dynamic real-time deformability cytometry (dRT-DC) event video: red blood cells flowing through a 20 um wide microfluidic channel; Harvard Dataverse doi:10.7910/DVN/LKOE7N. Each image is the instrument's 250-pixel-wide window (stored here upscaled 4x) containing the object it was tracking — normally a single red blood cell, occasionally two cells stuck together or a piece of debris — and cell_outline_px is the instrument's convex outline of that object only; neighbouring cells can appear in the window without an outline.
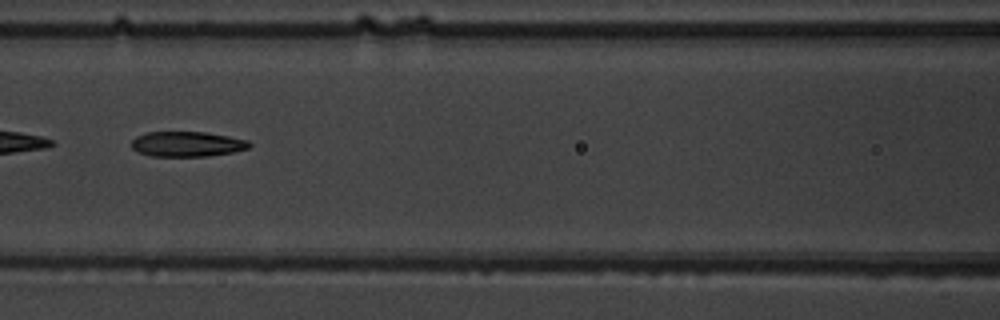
{"species": "common noctule bat (a hibernating species)", "species_latin": "Nyctalus noctula", "temperature_condition": "warm", "stored_images_in_passage": 7, "camera_frame_rate_fps": 3000, "um_per_image_px": 0.085, "animal": {"sex": "male", "body_mass_g": 19.5, "forearm_length_mm": 54.6}, "frame": {"image": 1, "passage_image": 5, "time_ms": 5.667, "image_size_px": [1000, 320], "cell_outline_px": [[252, 144], [248, 148], [232, 152], [208, 156], [152, 156], [136, 152], [132, 148], [132, 140], [136, 136], [148, 132], [204, 132], [228, 136], [248, 140]], "centroid_in_image_um": [15.88, 12.24], "position_along_channel_um": 150.7, "area_um2": 17.22}}
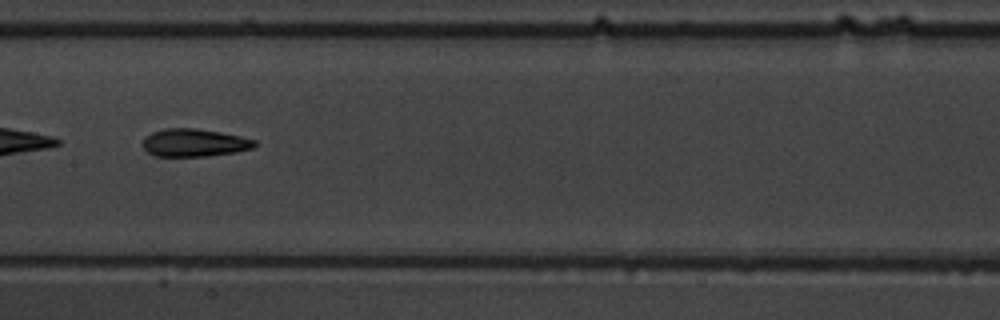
{"frame": {"image": 2, "passage_image": 6, "time_ms": 6.667, "image_size_px": [1000, 320], "cell_outline_px": [[256, 144], [252, 148], [236, 152], [204, 156], [156, 156], [148, 152], [140, 144], [144, 136], [152, 132], [164, 128], [196, 128], [220, 132], [240, 136], [256, 140]], "centroid_in_image_um": [16.46, 12.12], "position_along_channel_um": 190.9, "area_um2": 18.21}}
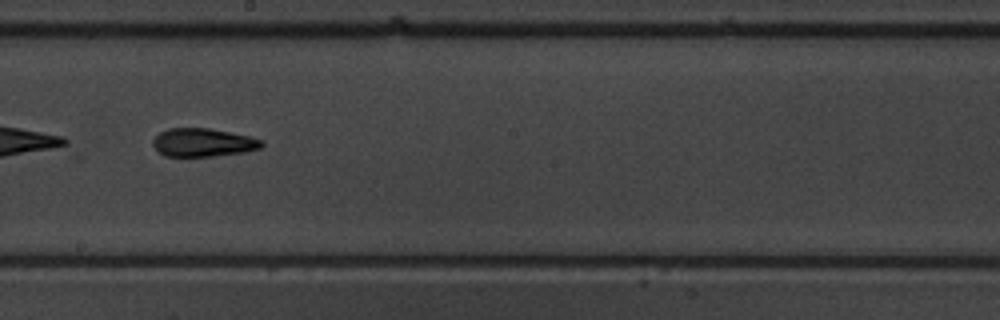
{"frame": {"image": 3, "passage_image": 7, "time_ms": 7.667, "image_size_px": [1000, 320], "cell_outline_px": [[264, 144], [260, 148], [244, 152], [212, 156], [164, 156], [152, 144], [152, 140], [160, 132], [168, 128], [208, 128], [248, 136], [264, 140]], "centroid_in_image_um": [17.26, 12.11], "position_along_channel_um": 230.9, "area_um2": 17.8}}